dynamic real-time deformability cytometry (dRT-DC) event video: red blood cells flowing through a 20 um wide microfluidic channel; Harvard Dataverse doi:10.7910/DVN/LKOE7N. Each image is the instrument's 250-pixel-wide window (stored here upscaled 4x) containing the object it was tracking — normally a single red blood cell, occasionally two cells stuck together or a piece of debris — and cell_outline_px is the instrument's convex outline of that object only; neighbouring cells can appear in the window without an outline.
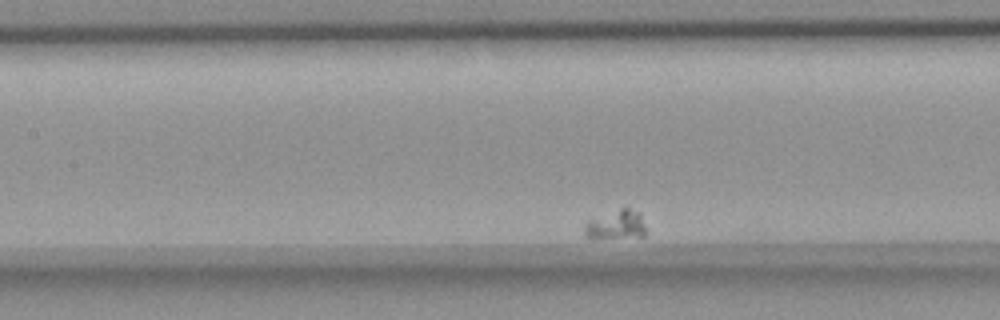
{"species": "common noctule bat (a hibernating species)", "species_latin": "Nyctalus noctula", "temperature_condition": "room temperature", "stored_images_in_passage": 52, "camera_frame_rate_fps": 3000, "um_per_image_px": 0.085, "animal": {"sex": "female", "body_mass_g": 18.4}, "frame": {"image": 1, "passage_image": 25, "time_ms": 8.0, "image_size_px": [1000, 320], "cell_outline_px": [[644, 236], [592, 240], [584, 236], [584, 224], [588, 220], [628, 204], [640, 212], [644, 224]], "centroid_in_image_um": [52.33, 19.09], "position_along_channel_um": 155.1, "area_um2": 11.16}}